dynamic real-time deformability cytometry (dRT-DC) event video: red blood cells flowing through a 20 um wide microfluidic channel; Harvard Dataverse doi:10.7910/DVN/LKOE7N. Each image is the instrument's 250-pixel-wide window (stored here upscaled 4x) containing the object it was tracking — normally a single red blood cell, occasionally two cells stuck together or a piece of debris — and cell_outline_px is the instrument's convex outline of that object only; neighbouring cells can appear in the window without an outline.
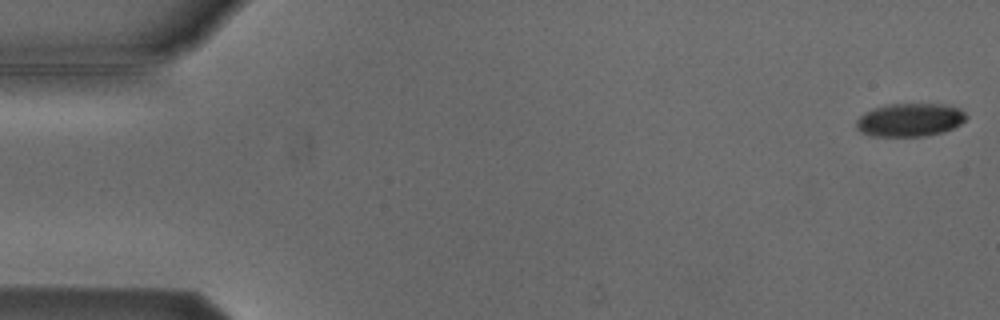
{"species": "Egyptian fruit bat (a non-hibernating species)", "species_latin": "Rousettus aegyptiacus", "temperature_condition": "cold", "stored_images_in_passage": 5, "camera_frame_rate_fps": 3000, "um_per_image_px": 0.085, "animal": {"sex": "male"}, "frame": {"image": 1, "passage_image": 1, "time_ms": 0.0, "image_size_px": [1000, 320], "cell_outline_px": [[968, 116], [960, 124], [944, 132], [924, 136], [872, 136], [860, 132], [856, 128], [856, 120], [864, 112], [872, 108], [892, 104], [944, 104], [960, 108]], "centroid_in_image_um": [77.33, 10.19], "position_along_channel_um": 7.7, "area_um2": 21.39}}
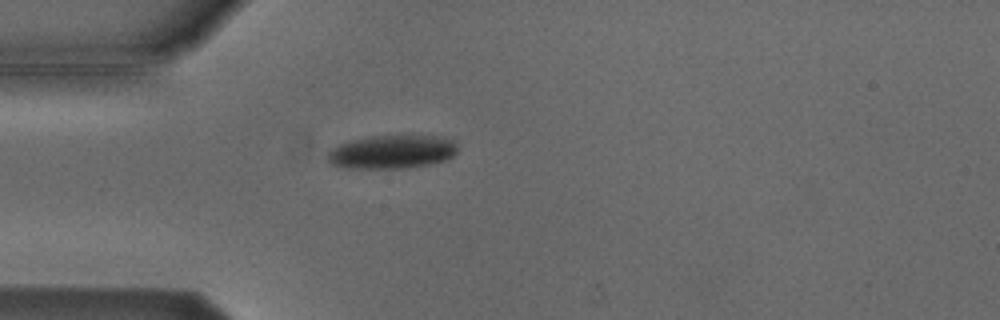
{"frame": {"image": 2, "passage_image": 5, "time_ms": 4.667, "image_size_px": [1000, 320], "cell_outline_px": [[456, 152], [448, 160], [408, 168], [344, 168], [328, 164], [328, 152], [332, 148], [348, 140], [372, 136], [404, 132], [444, 136], [456, 140]], "centroid_in_image_um": [33.36, 12.85], "position_along_channel_um": 51.6, "area_um2": 26.7}}